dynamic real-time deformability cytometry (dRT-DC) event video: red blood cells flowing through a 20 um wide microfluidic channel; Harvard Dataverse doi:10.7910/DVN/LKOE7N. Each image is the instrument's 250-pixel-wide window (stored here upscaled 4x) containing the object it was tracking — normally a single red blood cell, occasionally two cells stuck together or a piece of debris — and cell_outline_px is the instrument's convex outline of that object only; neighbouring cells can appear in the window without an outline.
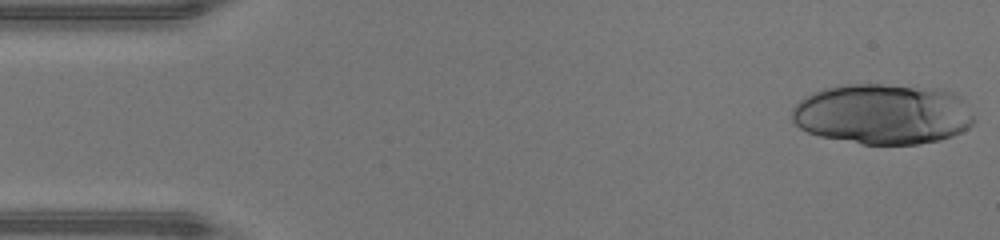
{"species": "human", "species_latin": "Homo sapiens", "temperature_condition": "warm", "stored_images_in_passage": 45, "segment_of_instrument_passage": [1, 2], "camera_frame_rate_fps": 3000, "um_per_image_px": 0.085, "donor": {"sex": "male"}, "frame": {"image": 1, "passage_image": 1, "time_ms": 0.0, "image_size_px": [1000, 240], "cell_outline_px": [[976, 120], [968, 128], [952, 136], [940, 140], [920, 144], [864, 144], [820, 136], [808, 132], [800, 128], [792, 120], [792, 108], [800, 100], [812, 92], [824, 88], [840, 84], [880, 84], [940, 88], [956, 92], [960, 96]], "centroid_in_image_um": [75.05, 9.68], "position_along_channel_um": 9.9, "area_um2": 64.74}}
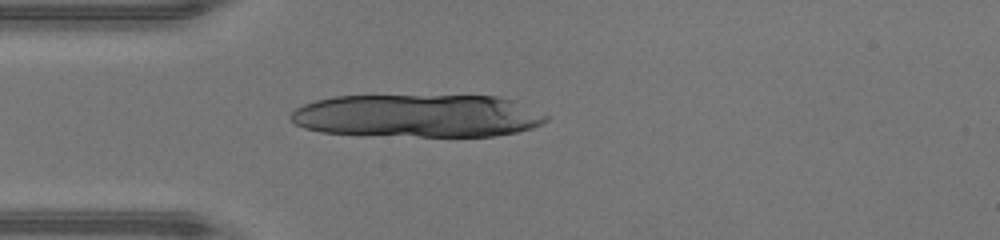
{"frame": {"image": 2, "passage_image": 12, "time_ms": 3.667, "image_size_px": [1000, 240], "cell_outline_px": [[548, 120], [532, 128], [516, 132], [496, 136], [360, 136], [320, 132], [304, 128], [288, 120], [288, 116], [296, 108], [304, 104], [316, 100], [336, 96], [496, 96], [512, 100], [548, 116]], "centroid_in_image_um": [35.41, 9.86], "position_along_channel_um": 49.6, "area_um2": 64.45}}